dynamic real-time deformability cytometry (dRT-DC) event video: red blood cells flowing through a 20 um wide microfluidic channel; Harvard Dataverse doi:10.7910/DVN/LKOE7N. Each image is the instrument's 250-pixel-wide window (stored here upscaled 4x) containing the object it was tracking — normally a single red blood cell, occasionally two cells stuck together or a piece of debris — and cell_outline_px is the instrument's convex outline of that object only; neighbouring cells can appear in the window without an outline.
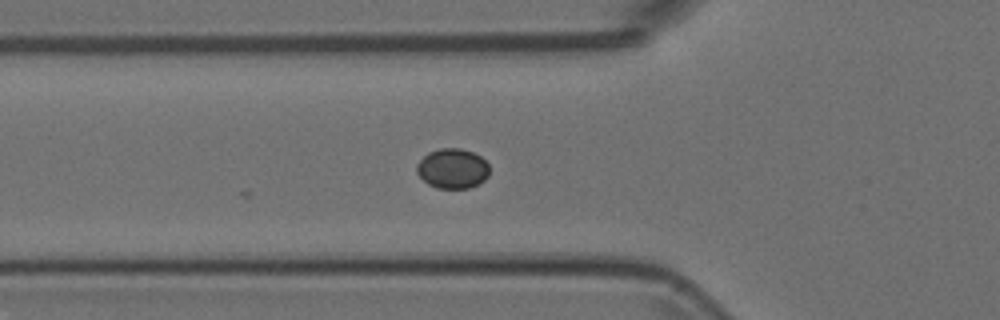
{"species": "Egyptian fruit bat (a non-hibernating species)", "species_latin": "Rousettus aegyptiacus", "temperature_condition": "room temperature", "stored_images_in_passage": 4, "camera_frame_rate_fps": 3000, "um_per_image_px": 0.085, "animal": {"sex": "female"}, "frame": {"image": 1, "passage_image": 4, "time_ms": 1.0, "image_size_px": [1000, 320], "cell_outline_px": [[488, 176], [480, 184], [468, 188], [436, 188], [428, 184], [416, 172], [416, 164], [428, 152], [440, 148], [460, 148], [472, 152], [480, 156], [488, 164]], "centroid_in_image_um": [38.46, 14.33], "position_along_channel_um": 87.3, "area_um2": 16.94}}